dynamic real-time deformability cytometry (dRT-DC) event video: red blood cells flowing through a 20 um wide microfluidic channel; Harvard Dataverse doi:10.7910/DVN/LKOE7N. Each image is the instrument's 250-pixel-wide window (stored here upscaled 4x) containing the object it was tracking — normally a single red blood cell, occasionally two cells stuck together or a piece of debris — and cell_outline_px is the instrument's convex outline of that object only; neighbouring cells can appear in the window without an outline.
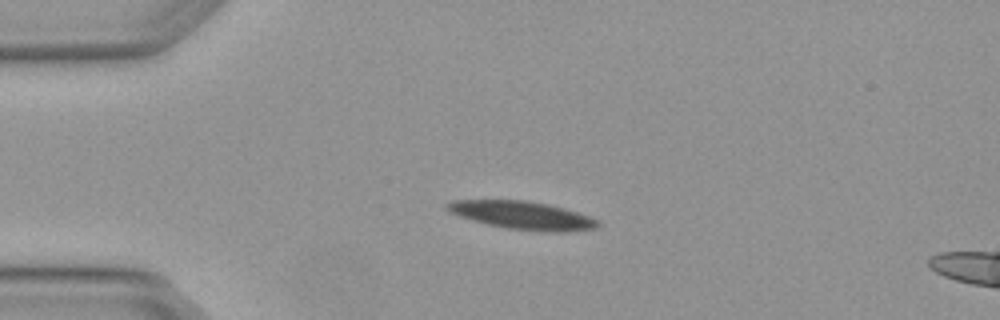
{"species": "Egyptian fruit bat (a non-hibernating species)", "species_latin": "Rousettus aegyptiacus", "temperature_condition": "warm", "stored_images_in_passage": 3, "camera_frame_rate_fps": 3000, "um_per_image_px": 0.085, "animal": {"sex": "female"}, "frame": {"image": 1, "passage_image": 1, "time_ms": 0.0, "image_size_px": [1000, 320], "cell_outline_px": [[600, 224], [596, 228], [564, 232], [556, 232], [508, 228], [488, 224], [460, 216], [452, 212], [444, 204], [452, 200], [524, 200], [548, 204], [564, 208], [600, 220]], "centroid_in_image_um": [44.44, 18.29], "position_along_channel_um": 40.6, "area_um2": 24.22}}
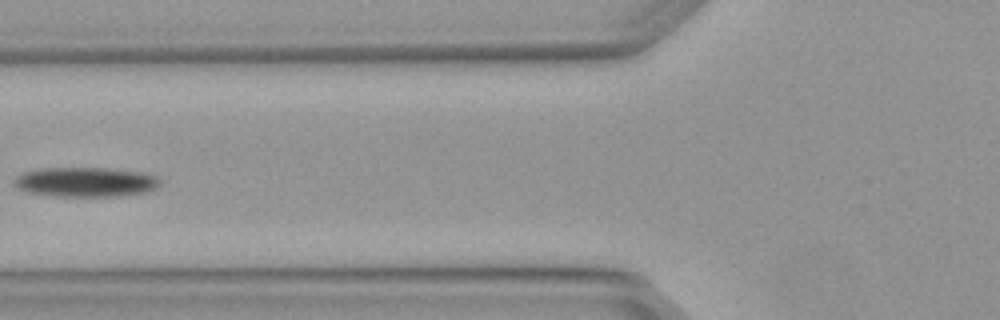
{"frame": {"image": 2, "passage_image": 3, "time_ms": 0.667, "image_size_px": [1000, 320], "cell_outline_px": [[160, 184], [156, 188], [148, 192], [116, 196], [52, 196], [28, 192], [16, 188], [12, 184], [12, 180], [16, 176], [24, 172], [40, 168], [104, 168], [144, 172], [156, 176], [160, 180]], "centroid_in_image_um": [7.25, 15.47], "position_along_channel_um": 118.6, "area_um2": 25.43}}